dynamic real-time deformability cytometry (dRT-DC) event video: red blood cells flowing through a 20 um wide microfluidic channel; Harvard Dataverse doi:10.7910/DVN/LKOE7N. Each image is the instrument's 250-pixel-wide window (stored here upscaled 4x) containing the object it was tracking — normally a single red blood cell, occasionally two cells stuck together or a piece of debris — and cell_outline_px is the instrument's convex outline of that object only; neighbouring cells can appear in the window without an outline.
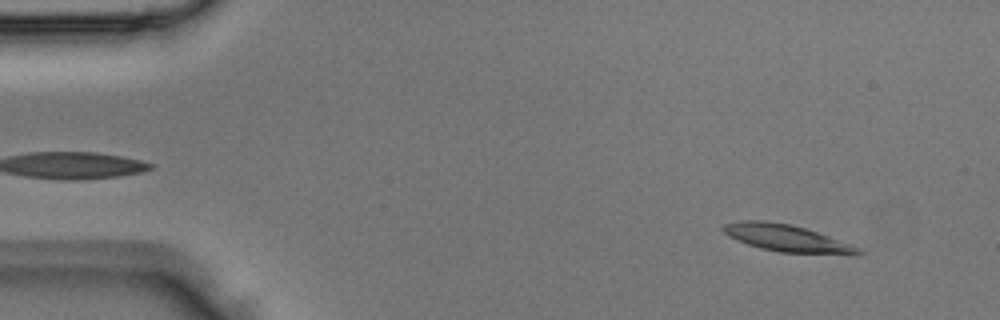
{"species": "Egyptian fruit bat (a non-hibernating species)", "species_latin": "Rousettus aegyptiacus", "temperature_condition": "room temperature", "stored_images_in_passage": 4, "camera_frame_rate_fps": 3000, "um_per_image_px": 0.085, "animal": {"sex": "male"}, "frame": {"image": 1, "passage_image": 4, "time_ms": 1.0, "image_size_px": [1000, 320], "cell_outline_px": [[864, 252], [780, 252], [760, 248], [736, 240], [728, 236], [720, 228], [724, 224], [740, 220], [764, 220], [792, 224], [828, 236], [860, 248]], "centroid_in_image_um": [66.65, 20.18], "position_along_channel_um": 18.3, "area_um2": 20.29}}